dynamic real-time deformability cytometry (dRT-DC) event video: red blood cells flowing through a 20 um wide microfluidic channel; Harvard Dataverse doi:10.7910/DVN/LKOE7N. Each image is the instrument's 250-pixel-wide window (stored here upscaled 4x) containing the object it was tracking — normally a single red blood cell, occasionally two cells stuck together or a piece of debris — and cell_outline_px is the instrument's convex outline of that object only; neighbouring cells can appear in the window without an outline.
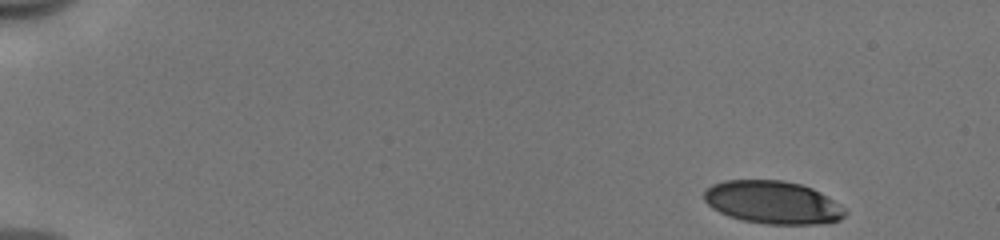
{"species": "human", "species_latin": "Homo sapiens", "temperature_condition": "cold", "stored_images_in_passage": 48, "camera_frame_rate_fps": 3000, "um_per_image_px": 0.085, "donor": {"sex": "male"}, "frame": {"image": 1, "passage_image": 1, "time_ms": 0.0, "image_size_px": [1000, 240], "cell_outline_px": [[848, 212], [840, 220], [816, 224], [764, 224], [744, 220], [728, 216], [712, 208], [704, 200], [704, 188], [712, 184], [724, 180], [784, 180], [800, 184], [812, 188], [820, 192], [840, 204]], "centroid_in_image_um": [65.67, 17.19], "position_along_channel_um": 19.3, "area_um2": 35.37}}
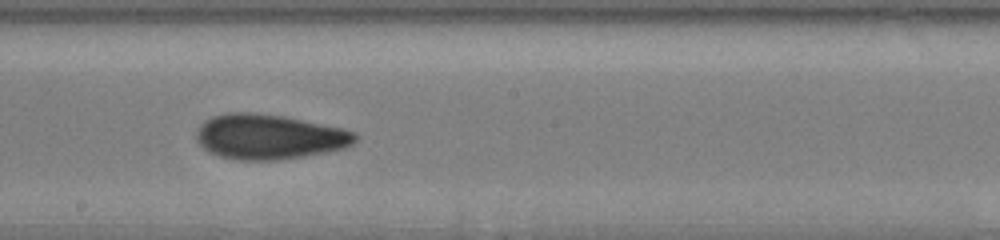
{"frame": {"image": 2, "passage_image": 27, "time_ms": 8.667, "image_size_px": [1000, 240], "cell_outline_px": [[356, 140], [352, 144], [344, 148], [328, 152], [280, 160], [236, 160], [216, 156], [208, 152], [196, 140], [196, 132], [200, 124], [204, 120], [212, 116], [228, 112], [252, 112], [284, 116], [340, 128], [356, 132]], "centroid_in_image_um": [22.82, 11.63], "position_along_channel_um": 225.4, "area_um2": 41.85}}
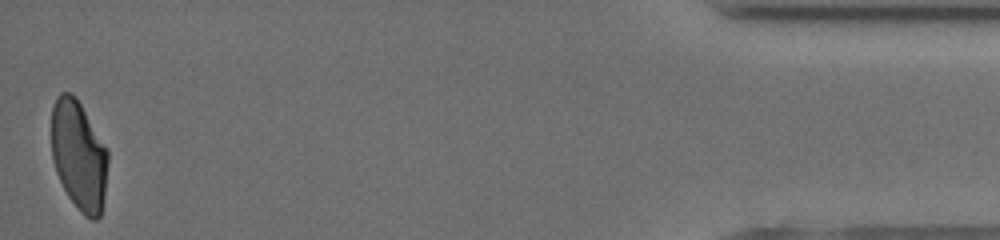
{"frame": {"image": 3, "passage_image": 48, "time_ms": 15.667, "image_size_px": [1000, 240], "cell_outline_px": [[108, 160], [104, 196], [100, 216], [96, 220], [92, 220], [84, 216], [80, 212], [68, 196], [56, 172], [52, 160], [52, 108], [56, 96], [60, 92], [72, 92], [76, 96], [108, 148]], "centroid_in_image_um": [6.71, 13.18], "position_along_channel_um": 428.5, "area_um2": 36.41}, "authors_computed_cell_mechanics": {"area_um2": 38.8127, "velocity_mm_per_s": 3.9744, "shape_relaxation_time_tau1_ms": 5.6244, "shape_relaxation_time_tau2_ms": 1.9895, "deformation_change_tau1": 0.1853, "deformation_change_tau2": 0.0798}}